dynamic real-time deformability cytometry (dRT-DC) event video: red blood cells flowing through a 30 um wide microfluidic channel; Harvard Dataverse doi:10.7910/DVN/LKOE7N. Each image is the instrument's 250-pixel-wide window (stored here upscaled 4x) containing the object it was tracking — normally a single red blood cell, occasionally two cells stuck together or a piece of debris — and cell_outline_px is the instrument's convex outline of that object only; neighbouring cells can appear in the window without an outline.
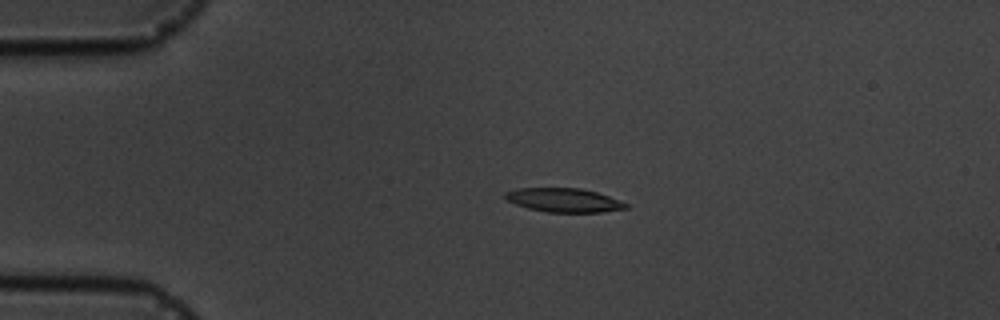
{"species": "common noctule bat (a hibernating species)", "species_latin": "Nyctalus noctula", "temperature_condition": "cold", "stored_images_in_passage": 5, "camera_frame_rate_fps": 3000, "um_per_image_px": 0.085, "animal": {"sex": "male", "body_mass_g": 19.5, "forearm_length_mm": 54.6}, "frame": {"image": 1, "passage_image": 3, "time_ms": 2.333, "image_size_px": [1000, 320], "cell_outline_px": [[628, 208], [600, 212], [548, 212], [528, 208], [516, 204], [508, 200], [504, 196], [504, 192], [516, 188], [580, 188], [596, 192], [608, 196], [628, 204]], "centroid_in_image_um": [47.9, 17.0], "position_along_channel_um": 37.1, "area_um2": 16.65}}